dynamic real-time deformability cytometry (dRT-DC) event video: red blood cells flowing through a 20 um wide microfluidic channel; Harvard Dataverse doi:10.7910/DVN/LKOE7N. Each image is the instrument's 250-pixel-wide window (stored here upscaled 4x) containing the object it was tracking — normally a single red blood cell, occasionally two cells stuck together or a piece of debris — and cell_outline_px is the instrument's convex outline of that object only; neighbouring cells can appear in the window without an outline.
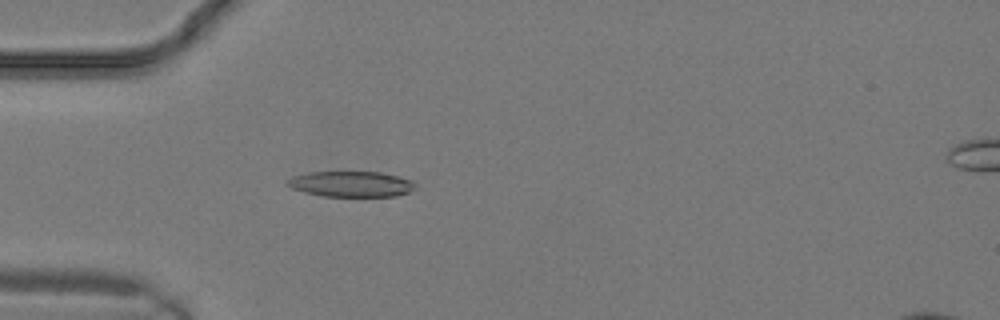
{"species": "common noctule bat (a hibernating species)", "species_latin": "Nyctalus noctula", "temperature_condition": "warm", "stored_images_in_passage": 7, "camera_frame_rate_fps": 3000, "um_per_image_px": 0.085, "animal": {"sex": "male", "body_mass_g": 19.2, "forearm_length_mm": 51.8}, "frame": {"image": 1, "passage_image": 5, "time_ms": 1.333, "image_size_px": [1000, 320], "cell_outline_px": [[416, 188], [408, 192], [396, 196], [324, 196], [304, 192], [292, 188], [284, 184], [292, 176], [308, 172], [380, 172], [412, 180], [416, 184]], "centroid_in_image_um": [29.83, 15.64], "position_along_channel_um": 55.2, "area_um2": 19.07}}
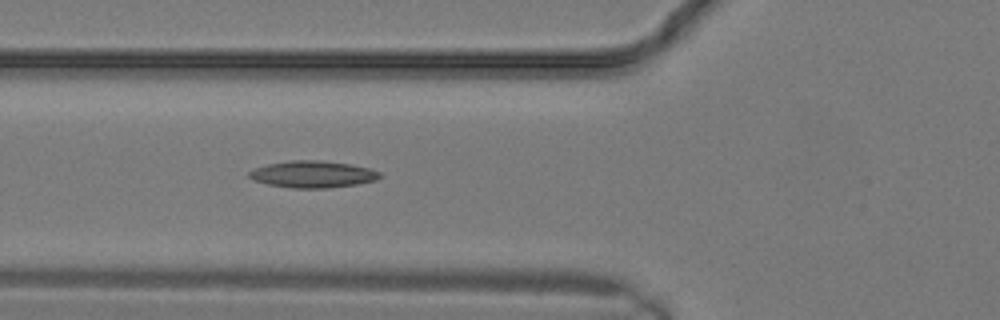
{"frame": {"image": 2, "passage_image": 7, "time_ms": 2.0, "image_size_px": [1000, 320], "cell_outline_px": [[380, 176], [376, 180], [356, 184], [328, 188], [292, 188], [268, 184], [252, 180], [248, 176], [248, 172], [256, 168], [268, 164], [288, 160], [320, 160], [352, 164], [372, 168], [380, 172]], "centroid_in_image_um": [26.59, 14.8], "position_along_channel_um": 99.2, "area_um2": 20.52}}